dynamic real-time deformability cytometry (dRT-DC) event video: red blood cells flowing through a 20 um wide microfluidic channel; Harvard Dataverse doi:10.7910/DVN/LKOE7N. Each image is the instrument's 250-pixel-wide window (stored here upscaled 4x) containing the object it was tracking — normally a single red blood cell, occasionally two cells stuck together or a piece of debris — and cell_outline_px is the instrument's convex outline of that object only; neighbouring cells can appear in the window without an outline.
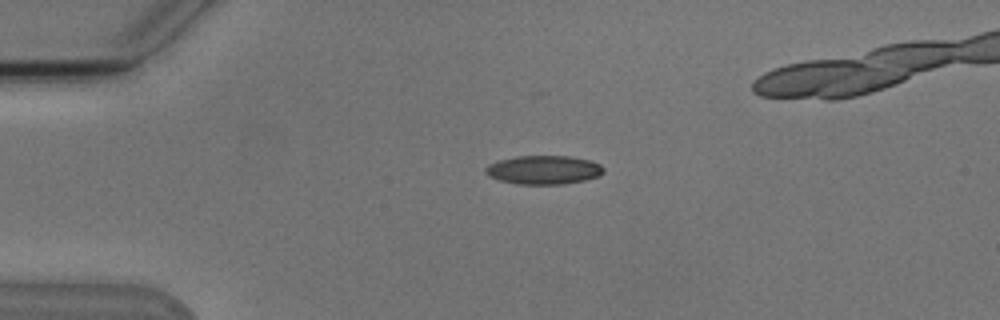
{"species": "Egyptian fruit bat (a non-hibernating species)", "species_latin": "Rousettus aegyptiacus", "temperature_condition": "cold", "stored_images_in_passage": 5, "camera_frame_rate_fps": 3000, "um_per_image_px": 0.085, "animal": {"sex": "male"}, "frame": {"image": 1, "passage_image": 3, "time_ms": 2.333, "image_size_px": [1000, 320], "cell_outline_px": [[604, 172], [600, 176], [584, 180], [564, 184], [516, 184], [500, 180], [488, 176], [484, 172], [484, 168], [488, 164], [500, 160], [516, 156], [572, 156], [588, 160], [600, 164], [604, 168]], "centroid_in_image_um": [46.2, 14.44], "position_along_channel_um": 38.8, "area_um2": 19.88}}